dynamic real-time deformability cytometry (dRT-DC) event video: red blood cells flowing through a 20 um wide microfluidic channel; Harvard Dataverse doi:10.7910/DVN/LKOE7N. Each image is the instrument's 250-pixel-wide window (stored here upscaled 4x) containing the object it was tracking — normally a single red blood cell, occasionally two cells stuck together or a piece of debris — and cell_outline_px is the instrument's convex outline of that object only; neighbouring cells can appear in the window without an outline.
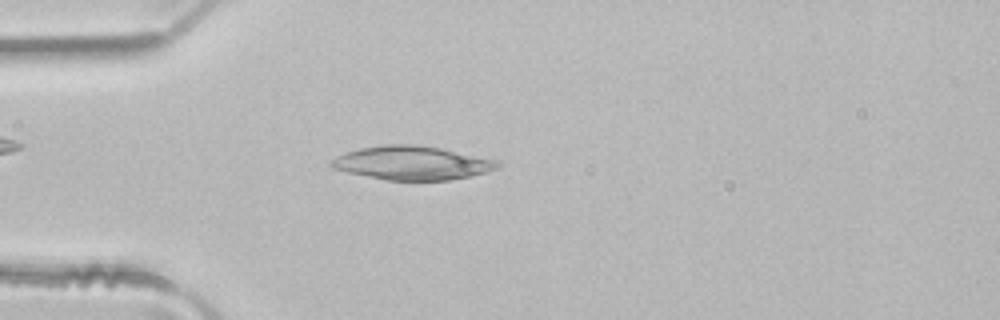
{"species": "common noctule bat (a hibernating species)", "species_latin": "Nyctalus noctula", "temperature_condition": "room temperature", "stored_images_in_passage": 31, "camera_frame_rate_fps": 3000, "um_per_image_px": 0.085, "animal": {"sex": "male", "body_mass_g": 21.5, "forearm_length_mm": 52.0}, "frame": {"image": 1, "passage_image": 12, "time_ms": 3.667, "image_size_px": [1000, 320], "cell_outline_px": [[500, 168], [488, 172], [472, 176], [452, 180], [384, 180], [348, 172], [332, 168], [328, 164], [328, 160], [344, 152], [360, 148], [388, 144], [416, 144], [440, 148], [500, 160]], "centroid_in_image_um": [35.04, 13.85], "position_along_channel_um": 50.0, "area_um2": 33.12}}
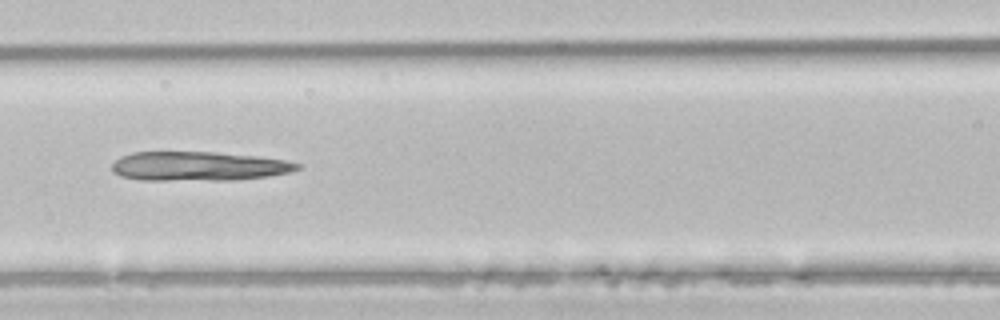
{"frame": {"image": 2, "passage_image": 20, "time_ms": 6.333, "image_size_px": [1000, 320], "cell_outline_px": [[300, 168], [288, 172], [268, 176], [236, 180], [140, 180], [120, 176], [112, 172], [112, 164], [120, 156], [132, 152], [216, 152], [256, 156], [284, 160], [300, 164]], "centroid_in_image_um": [16.83, 14.13], "position_along_channel_um": 149.8, "area_um2": 31.62}}
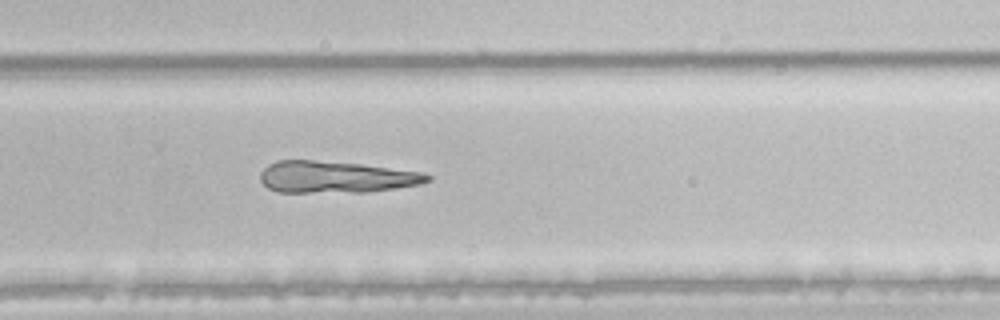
{"frame": {"image": 3, "passage_image": 31, "time_ms": 10.0, "image_size_px": [1000, 320], "cell_outline_px": [[432, 180], [420, 184], [396, 188], [368, 192], [276, 192], [268, 188], [260, 180], [260, 172], [268, 164], [276, 160], [312, 160], [360, 164], [424, 172], [432, 176]], "centroid_in_image_um": [28.55, 15.05], "position_along_channel_um": 301.2, "area_um2": 31.1}}